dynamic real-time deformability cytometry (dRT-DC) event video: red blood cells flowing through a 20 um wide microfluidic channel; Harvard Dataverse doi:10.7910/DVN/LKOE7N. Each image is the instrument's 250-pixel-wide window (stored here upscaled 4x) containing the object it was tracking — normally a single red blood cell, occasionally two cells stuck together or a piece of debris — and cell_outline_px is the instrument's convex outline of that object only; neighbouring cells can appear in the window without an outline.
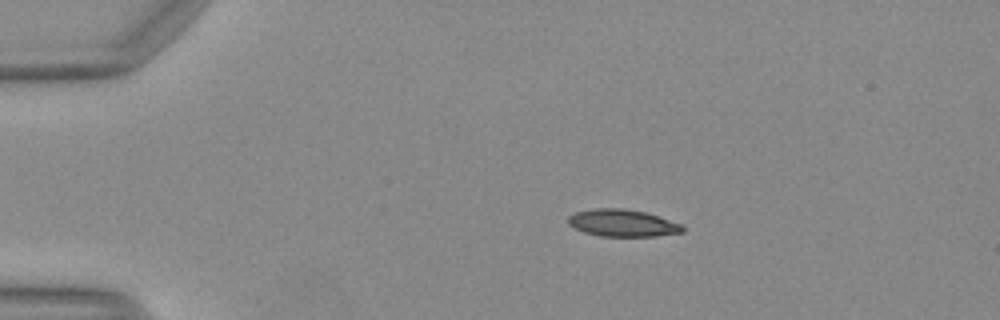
{"species": "Egyptian fruit bat (a non-hibernating species)", "species_latin": "Rousettus aegyptiacus", "temperature_condition": "warm", "stored_images_in_passage": 41, "camera_frame_rate_fps": 3000, "um_per_image_px": 0.085, "animal": {"sex": "female"}, "frame": {"image": 1, "passage_image": 1, "time_ms": 0.0, "image_size_px": [1000, 320], "cell_outline_px": [[684, 232], [656, 236], [600, 236], [584, 232], [568, 224], [568, 216], [576, 212], [596, 208], [624, 208], [644, 212], [684, 224]], "centroid_in_image_um": [52.94, 18.96], "position_along_channel_um": 32.1, "area_um2": 18.09}}
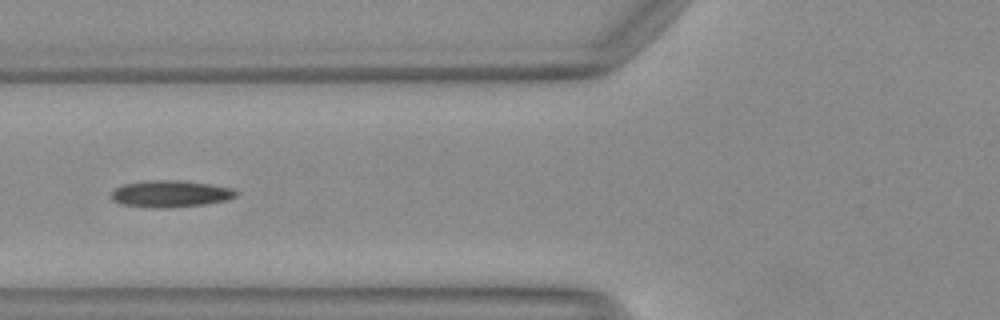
{"frame": {"image": 2, "passage_image": 11, "time_ms": 3.333, "image_size_px": [1000, 320], "cell_outline_px": [[236, 196], [224, 200], [204, 204], [168, 208], [148, 208], [120, 204], [112, 200], [112, 192], [116, 188], [124, 184], [144, 180], [180, 180], [208, 184], [232, 188], [236, 192]], "centroid_in_image_um": [14.43, 16.47], "position_along_channel_um": 111.4, "area_um2": 19.42}}
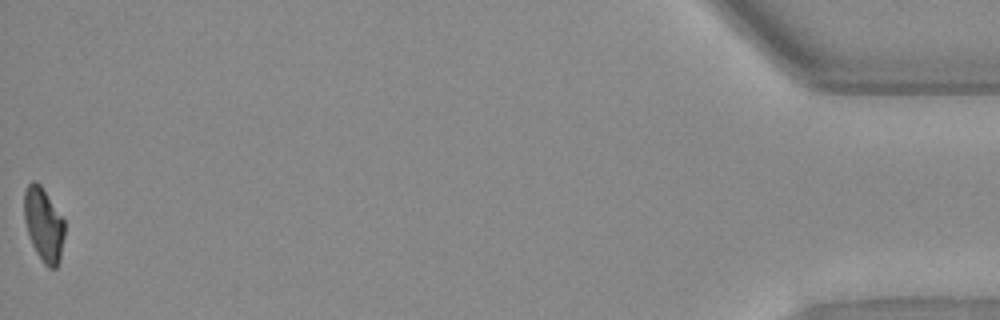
{"frame": {"image": 3, "passage_image": 41, "time_ms": 13.333, "image_size_px": [1000, 320], "cell_outline_px": [[64, 236], [60, 260], [56, 268], [48, 268], [44, 264], [36, 252], [32, 244], [24, 220], [24, 192], [28, 184], [32, 180], [36, 180], [40, 184], [64, 220]], "centroid_in_image_um": [3.7, 19.09], "position_along_channel_um": 431.5, "area_um2": 17.28}, "authors_computed_cell_mechanics": {"area_um2": 18.4382, "velocity_mm_per_s": 4.1444, "shape_relaxation_time_tau1_ms": 7.281, "shape_relaxation_time_tau2_ms": 3.9809, "deformation_change_tau1": 0.2152, "deformation_change_tau2": 0.1079}}